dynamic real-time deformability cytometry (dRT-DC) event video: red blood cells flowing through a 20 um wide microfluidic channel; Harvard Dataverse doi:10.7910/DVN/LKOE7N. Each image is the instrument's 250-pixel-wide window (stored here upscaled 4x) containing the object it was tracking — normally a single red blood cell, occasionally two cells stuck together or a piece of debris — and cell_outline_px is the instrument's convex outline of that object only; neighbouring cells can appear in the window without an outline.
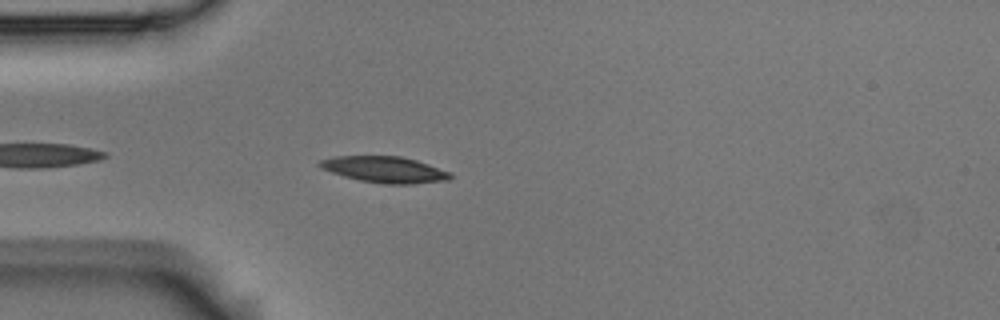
{"species": "Egyptian fruit bat (a non-hibernating species)", "species_latin": "Rousettus aegyptiacus", "temperature_condition": "room temperature", "stored_images_in_passage": 15, "camera_frame_rate_fps": 3000, "um_per_image_px": 0.085, "animal": {"sex": "male"}, "frame": {"image": 1, "passage_image": 4, "time_ms": 1.0, "image_size_px": [1000, 320], "cell_outline_px": [[452, 180], [412, 184], [380, 184], [360, 180], [344, 176], [320, 168], [316, 164], [320, 160], [332, 156], [400, 156], [416, 160], [452, 172]], "centroid_in_image_um": [32.72, 14.41], "position_along_channel_um": 52.3, "area_um2": 20.17}}
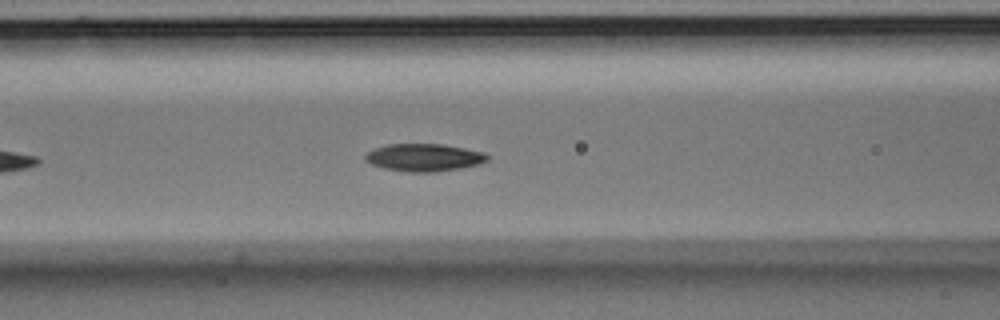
{"frame": {"image": 2, "passage_image": 11, "time_ms": 3.333, "image_size_px": [1000, 320], "cell_outline_px": [[488, 160], [480, 164], [460, 168], [436, 172], [408, 172], [384, 168], [372, 164], [364, 160], [364, 156], [372, 148], [388, 144], [444, 144], [484, 152], [488, 156]], "centroid_in_image_um": [36.03, 13.38], "position_along_channel_um": 130.6, "area_um2": 19.71}}
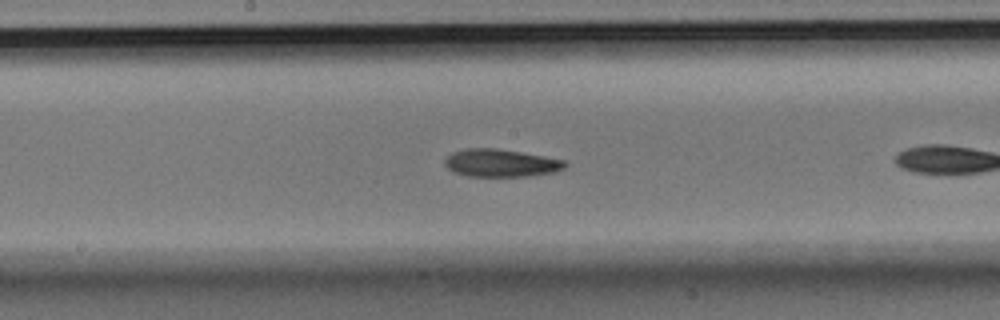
{"frame": {"image": 3, "passage_image": 14, "time_ms": 4.333, "image_size_px": [1000, 320], "cell_outline_px": [[568, 164], [564, 168], [556, 172], [532, 176], [468, 176], [452, 172], [444, 164], [444, 160], [452, 152], [464, 148], [496, 148], [544, 156], [564, 160]], "centroid_in_image_um": [42.57, 13.86], "position_along_channel_um": 205.6, "area_um2": 19.54}}